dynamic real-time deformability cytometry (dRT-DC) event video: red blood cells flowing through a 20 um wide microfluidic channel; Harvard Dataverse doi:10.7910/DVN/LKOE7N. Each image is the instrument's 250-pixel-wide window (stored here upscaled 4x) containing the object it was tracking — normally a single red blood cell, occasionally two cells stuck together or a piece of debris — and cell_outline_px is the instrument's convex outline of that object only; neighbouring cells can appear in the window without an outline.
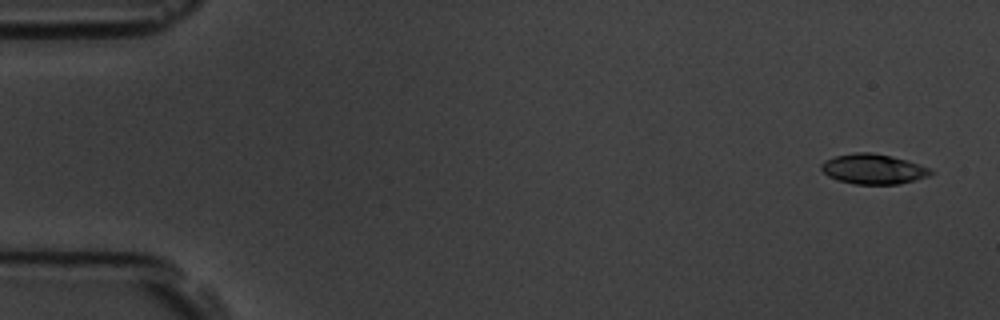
{"species": "common noctule bat (a hibernating species)", "species_latin": "Nyctalus noctula", "temperature_condition": "room temperature", "stored_images_in_passage": 4, "camera_frame_rate_fps": 3000, "um_per_image_px": 0.085, "animal": {"sex": "male", "body_mass_g": 19.5, "forearm_length_mm": 54.6}, "frame": {"image": 1, "passage_image": 1, "time_ms": 0.0, "image_size_px": [1000, 320], "cell_outline_px": [[932, 172], [928, 176], [896, 184], [856, 184], [840, 180], [828, 176], [820, 168], [820, 164], [824, 160], [836, 156], [852, 152], [872, 152], [892, 156], [928, 168]], "centroid_in_image_um": [74.15, 14.35], "position_along_channel_um": 10.9, "area_um2": 18.79}}
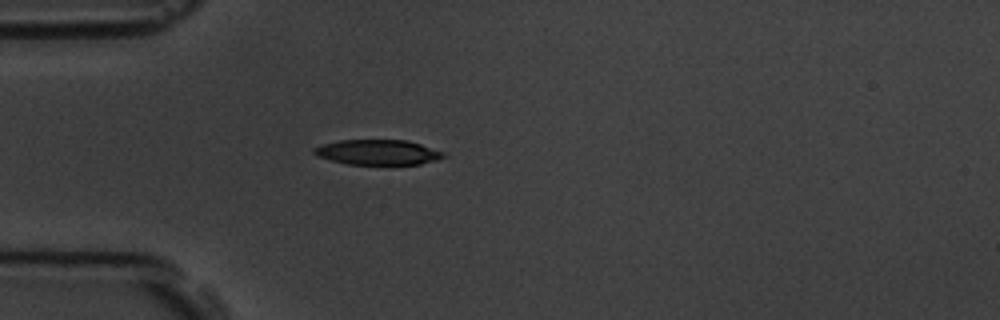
{"frame": {"image": 2, "passage_image": 4, "time_ms": 4.333, "image_size_px": [1000, 320], "cell_outline_px": [[448, 156], [436, 160], [420, 164], [348, 164], [316, 156], [312, 152], [312, 148], [324, 144], [340, 140], [408, 140], [444, 152]], "centroid_in_image_um": [32.12, 12.94], "position_along_channel_um": 52.9, "area_um2": 18.9}}